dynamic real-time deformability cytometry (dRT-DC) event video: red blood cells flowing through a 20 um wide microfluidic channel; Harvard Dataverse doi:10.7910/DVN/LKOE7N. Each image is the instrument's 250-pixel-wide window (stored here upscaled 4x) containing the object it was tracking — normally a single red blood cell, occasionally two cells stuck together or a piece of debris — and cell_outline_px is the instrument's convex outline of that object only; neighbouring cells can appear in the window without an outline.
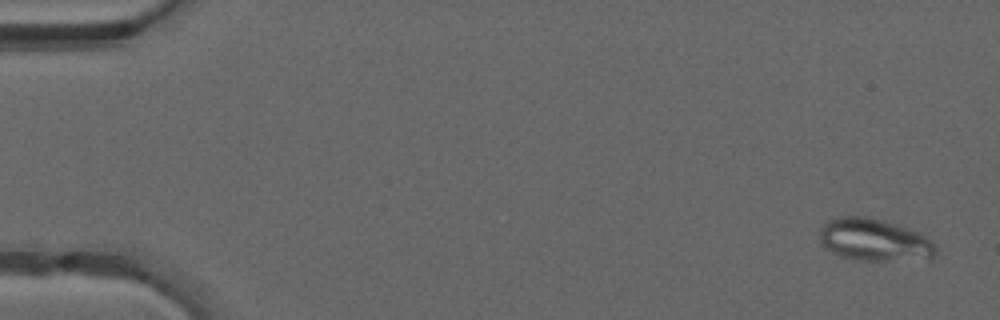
{"species": "common noctule bat (a hibernating species)", "species_latin": "Nyctalus noctula", "temperature_condition": "warm", "stored_images_in_passage": 42, "camera_frame_rate_fps": 3000, "um_per_image_px": 0.085, "animal": {"sex": "male", "forearm_length_mm": 52.5}, "frame": {"image": 1, "passage_image": 2, "time_ms": 0.333, "image_size_px": [1000, 320], "cell_outline_px": [[936, 252], [932, 260], [864, 260], [840, 256], [824, 248], [820, 244], [820, 228], [828, 220], [840, 216], [864, 216], [896, 224], [920, 232], [936, 248]], "centroid_in_image_um": [74.31, 20.4], "position_along_channel_um": 10.7, "area_um2": 28.67}}
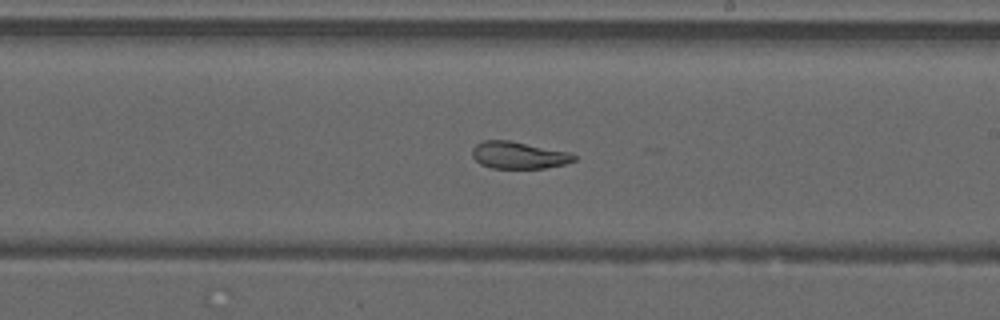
{"frame": {"image": 2, "passage_image": 29, "time_ms": 9.333, "image_size_px": [1000, 320], "cell_outline_px": [[576, 160], [564, 164], [544, 168], [492, 168], [480, 164], [472, 156], [472, 148], [476, 144], [484, 140], [508, 140], [572, 152], [576, 156]], "centroid_in_image_um": [44.09, 13.18], "position_along_channel_um": 244.9, "area_um2": 16.13}}
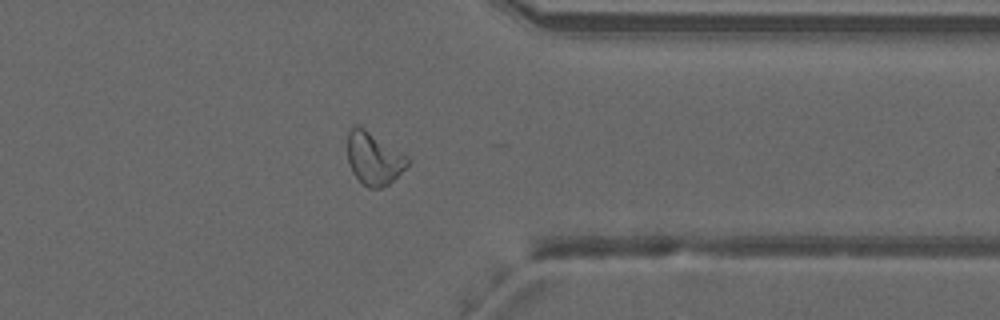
{"frame": {"image": 3, "passage_image": 39, "time_ms": 12.667, "image_size_px": [1000, 320], "cell_outline_px": [[408, 164], [388, 184], [380, 188], [368, 188], [352, 172], [348, 160], [348, 132], [356, 124], [364, 128], [408, 156]], "centroid_in_image_um": [31.76, 13.46], "position_along_channel_um": 379.6, "area_um2": 17.98}, "authors_computed_cell_mechanics": {"area_um2": 18.5538, "velocity_mm_per_s": 4.211, "shape_relaxation_time_tau1_ms": null, "shape_relaxation_time_tau2_ms": 1.508, "deformation_change_tau1": null, "deformation_change_tau2": 0.0675}}